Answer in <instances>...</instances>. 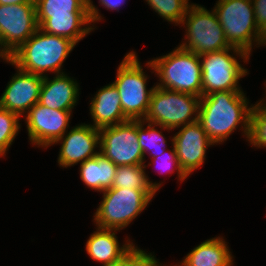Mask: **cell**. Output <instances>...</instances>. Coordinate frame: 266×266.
I'll list each match as a JSON object with an SVG mask.
<instances>
[{"label":"cell","mask_w":266,"mask_h":266,"mask_svg":"<svg viewBox=\"0 0 266 266\" xmlns=\"http://www.w3.org/2000/svg\"><path fill=\"white\" fill-rule=\"evenodd\" d=\"M251 111L242 91H216L200 98L198 121L214 144L227 139L240 123L249 139Z\"/></svg>","instance_id":"6da1fadb"},{"label":"cell","mask_w":266,"mask_h":266,"mask_svg":"<svg viewBox=\"0 0 266 266\" xmlns=\"http://www.w3.org/2000/svg\"><path fill=\"white\" fill-rule=\"evenodd\" d=\"M35 5L42 31L65 37L75 44L93 30L89 24L101 20L91 0H35Z\"/></svg>","instance_id":"7a4b0ae2"},{"label":"cell","mask_w":266,"mask_h":266,"mask_svg":"<svg viewBox=\"0 0 266 266\" xmlns=\"http://www.w3.org/2000/svg\"><path fill=\"white\" fill-rule=\"evenodd\" d=\"M75 43L65 37L52 35L40 28L15 52L12 53L11 64L33 74L44 76L46 71L56 74L61 72V66Z\"/></svg>","instance_id":"3957f363"},{"label":"cell","mask_w":266,"mask_h":266,"mask_svg":"<svg viewBox=\"0 0 266 266\" xmlns=\"http://www.w3.org/2000/svg\"><path fill=\"white\" fill-rule=\"evenodd\" d=\"M200 56L180 46L147 63L159 76L158 87L202 97Z\"/></svg>","instance_id":"277c9868"},{"label":"cell","mask_w":266,"mask_h":266,"mask_svg":"<svg viewBox=\"0 0 266 266\" xmlns=\"http://www.w3.org/2000/svg\"><path fill=\"white\" fill-rule=\"evenodd\" d=\"M155 193L127 188L104 190L103 201L94 216L97 227L118 231L126 227L147 207Z\"/></svg>","instance_id":"5b68a950"},{"label":"cell","mask_w":266,"mask_h":266,"mask_svg":"<svg viewBox=\"0 0 266 266\" xmlns=\"http://www.w3.org/2000/svg\"><path fill=\"white\" fill-rule=\"evenodd\" d=\"M200 98L154 86L144 122L166 130L193 123L198 120ZM192 115L196 116L192 118Z\"/></svg>","instance_id":"8992f818"},{"label":"cell","mask_w":266,"mask_h":266,"mask_svg":"<svg viewBox=\"0 0 266 266\" xmlns=\"http://www.w3.org/2000/svg\"><path fill=\"white\" fill-rule=\"evenodd\" d=\"M147 78L135 52L126 54L113 84L118 89L122 110L129 120H144L148 112L154 87L147 91Z\"/></svg>","instance_id":"52a82bcc"},{"label":"cell","mask_w":266,"mask_h":266,"mask_svg":"<svg viewBox=\"0 0 266 266\" xmlns=\"http://www.w3.org/2000/svg\"><path fill=\"white\" fill-rule=\"evenodd\" d=\"M213 10L229 45L250 55L259 34L252 0H218Z\"/></svg>","instance_id":"ba28073f"},{"label":"cell","mask_w":266,"mask_h":266,"mask_svg":"<svg viewBox=\"0 0 266 266\" xmlns=\"http://www.w3.org/2000/svg\"><path fill=\"white\" fill-rule=\"evenodd\" d=\"M181 24H186L187 28L186 40H188L186 42L188 44L185 42L180 45L185 50L200 56L231 47L214 10L209 12L205 7L192 4Z\"/></svg>","instance_id":"9c48e42d"},{"label":"cell","mask_w":266,"mask_h":266,"mask_svg":"<svg viewBox=\"0 0 266 266\" xmlns=\"http://www.w3.org/2000/svg\"><path fill=\"white\" fill-rule=\"evenodd\" d=\"M233 50L241 58L248 61L249 55L238 48L230 47L224 50L200 55L202 69V96L216 91H241L238 80L247 75V69L231 56Z\"/></svg>","instance_id":"30bf717a"},{"label":"cell","mask_w":266,"mask_h":266,"mask_svg":"<svg viewBox=\"0 0 266 266\" xmlns=\"http://www.w3.org/2000/svg\"><path fill=\"white\" fill-rule=\"evenodd\" d=\"M100 154L116 166L143 165L144 154L137 134V120L99 129Z\"/></svg>","instance_id":"8fae6325"},{"label":"cell","mask_w":266,"mask_h":266,"mask_svg":"<svg viewBox=\"0 0 266 266\" xmlns=\"http://www.w3.org/2000/svg\"><path fill=\"white\" fill-rule=\"evenodd\" d=\"M38 28L35 4H0V35L11 53L25 43Z\"/></svg>","instance_id":"7c38bea8"},{"label":"cell","mask_w":266,"mask_h":266,"mask_svg":"<svg viewBox=\"0 0 266 266\" xmlns=\"http://www.w3.org/2000/svg\"><path fill=\"white\" fill-rule=\"evenodd\" d=\"M71 111L50 109L36 103L26 116L29 140L43 147L54 145L66 133L69 127Z\"/></svg>","instance_id":"4fadbf2b"},{"label":"cell","mask_w":266,"mask_h":266,"mask_svg":"<svg viewBox=\"0 0 266 266\" xmlns=\"http://www.w3.org/2000/svg\"><path fill=\"white\" fill-rule=\"evenodd\" d=\"M172 138L176 155L183 172L188 176L203 165L206 149L214 143L197 120L182 126Z\"/></svg>","instance_id":"5bb4252c"},{"label":"cell","mask_w":266,"mask_h":266,"mask_svg":"<svg viewBox=\"0 0 266 266\" xmlns=\"http://www.w3.org/2000/svg\"><path fill=\"white\" fill-rule=\"evenodd\" d=\"M17 69L0 97V107L20 117L39 102L43 76Z\"/></svg>","instance_id":"9a60e30c"},{"label":"cell","mask_w":266,"mask_h":266,"mask_svg":"<svg viewBox=\"0 0 266 266\" xmlns=\"http://www.w3.org/2000/svg\"><path fill=\"white\" fill-rule=\"evenodd\" d=\"M65 137V138H64ZM63 139V140H62ZM62 142L58 163L61 167L67 168L81 161L96 157L100 152L94 149L100 144L99 129L91 124H81L62 136L55 143Z\"/></svg>","instance_id":"2e32d148"},{"label":"cell","mask_w":266,"mask_h":266,"mask_svg":"<svg viewBox=\"0 0 266 266\" xmlns=\"http://www.w3.org/2000/svg\"><path fill=\"white\" fill-rule=\"evenodd\" d=\"M79 96L78 83L64 73L56 74L53 80L44 74L39 103L50 109L72 111Z\"/></svg>","instance_id":"e0dca14e"},{"label":"cell","mask_w":266,"mask_h":266,"mask_svg":"<svg viewBox=\"0 0 266 266\" xmlns=\"http://www.w3.org/2000/svg\"><path fill=\"white\" fill-rule=\"evenodd\" d=\"M119 92L115 85L109 84L98 91L91 101L90 114L94 128L101 129L121 124L129 119L124 115L120 102Z\"/></svg>","instance_id":"ac0fdd59"},{"label":"cell","mask_w":266,"mask_h":266,"mask_svg":"<svg viewBox=\"0 0 266 266\" xmlns=\"http://www.w3.org/2000/svg\"><path fill=\"white\" fill-rule=\"evenodd\" d=\"M116 231L98 227V230L87 240V253L93 260L102 262L103 266H110L120 260L134 246L129 240L123 247H119Z\"/></svg>","instance_id":"d6986e66"},{"label":"cell","mask_w":266,"mask_h":266,"mask_svg":"<svg viewBox=\"0 0 266 266\" xmlns=\"http://www.w3.org/2000/svg\"><path fill=\"white\" fill-rule=\"evenodd\" d=\"M224 239H208L195 247L184 258L183 266H232L233 260Z\"/></svg>","instance_id":"ffe728a7"},{"label":"cell","mask_w":266,"mask_h":266,"mask_svg":"<svg viewBox=\"0 0 266 266\" xmlns=\"http://www.w3.org/2000/svg\"><path fill=\"white\" fill-rule=\"evenodd\" d=\"M117 166L101 154L80 163V178L94 190L103 192L110 189Z\"/></svg>","instance_id":"44dd1931"},{"label":"cell","mask_w":266,"mask_h":266,"mask_svg":"<svg viewBox=\"0 0 266 266\" xmlns=\"http://www.w3.org/2000/svg\"><path fill=\"white\" fill-rule=\"evenodd\" d=\"M144 168H146V164L117 166L111 188L154 190L156 192L161 184L149 181Z\"/></svg>","instance_id":"7402d4cb"},{"label":"cell","mask_w":266,"mask_h":266,"mask_svg":"<svg viewBox=\"0 0 266 266\" xmlns=\"http://www.w3.org/2000/svg\"><path fill=\"white\" fill-rule=\"evenodd\" d=\"M144 120H137V134L140 144V148L145 155L146 151L152 150V148L159 149L152 154V158L161 156L165 152V137L161 131L154 128V124L148 123L147 129L143 128ZM152 147V148H151ZM164 147V148H163ZM163 148V149H161ZM153 151V150H152Z\"/></svg>","instance_id":"603a6c76"},{"label":"cell","mask_w":266,"mask_h":266,"mask_svg":"<svg viewBox=\"0 0 266 266\" xmlns=\"http://www.w3.org/2000/svg\"><path fill=\"white\" fill-rule=\"evenodd\" d=\"M150 7L169 22L181 24L189 8L188 0H146Z\"/></svg>","instance_id":"cb8c5ba5"},{"label":"cell","mask_w":266,"mask_h":266,"mask_svg":"<svg viewBox=\"0 0 266 266\" xmlns=\"http://www.w3.org/2000/svg\"><path fill=\"white\" fill-rule=\"evenodd\" d=\"M19 118L16 113L0 107V156H4L18 133Z\"/></svg>","instance_id":"d4e9b609"},{"label":"cell","mask_w":266,"mask_h":266,"mask_svg":"<svg viewBox=\"0 0 266 266\" xmlns=\"http://www.w3.org/2000/svg\"><path fill=\"white\" fill-rule=\"evenodd\" d=\"M262 100L252 106L248 141L256 147H266V104Z\"/></svg>","instance_id":"484cf974"},{"label":"cell","mask_w":266,"mask_h":266,"mask_svg":"<svg viewBox=\"0 0 266 266\" xmlns=\"http://www.w3.org/2000/svg\"><path fill=\"white\" fill-rule=\"evenodd\" d=\"M154 255L147 254L136 246L110 266H160Z\"/></svg>","instance_id":"4316f807"},{"label":"cell","mask_w":266,"mask_h":266,"mask_svg":"<svg viewBox=\"0 0 266 266\" xmlns=\"http://www.w3.org/2000/svg\"><path fill=\"white\" fill-rule=\"evenodd\" d=\"M166 152H167V150H165V152L161 156L153 158L154 159L153 162L156 163V161L158 162V161H162L163 160L161 162V165L160 164L159 165L161 166L163 171L164 170L166 172L170 171V173L174 171V170L171 169L172 168L171 166H174V168H176L175 170H177V172H178L179 180L183 181L185 178H187V175L181 169V166L179 164V161H178V158H177V155H176V151H175L174 145H173V149L170 150V152H167L168 155H167ZM165 154H166V156H165ZM158 158H160L161 160H159Z\"/></svg>","instance_id":"83f0119b"},{"label":"cell","mask_w":266,"mask_h":266,"mask_svg":"<svg viewBox=\"0 0 266 266\" xmlns=\"http://www.w3.org/2000/svg\"><path fill=\"white\" fill-rule=\"evenodd\" d=\"M256 24L260 27L266 22V0H252Z\"/></svg>","instance_id":"f1b7e54d"},{"label":"cell","mask_w":266,"mask_h":266,"mask_svg":"<svg viewBox=\"0 0 266 266\" xmlns=\"http://www.w3.org/2000/svg\"><path fill=\"white\" fill-rule=\"evenodd\" d=\"M125 0H99V3L107 9H113L118 11V8L122 5Z\"/></svg>","instance_id":"f546056e"},{"label":"cell","mask_w":266,"mask_h":266,"mask_svg":"<svg viewBox=\"0 0 266 266\" xmlns=\"http://www.w3.org/2000/svg\"><path fill=\"white\" fill-rule=\"evenodd\" d=\"M3 46V47H2ZM0 57L6 60L8 63L12 60V53L5 47L1 35H0Z\"/></svg>","instance_id":"4dcf8cb0"},{"label":"cell","mask_w":266,"mask_h":266,"mask_svg":"<svg viewBox=\"0 0 266 266\" xmlns=\"http://www.w3.org/2000/svg\"><path fill=\"white\" fill-rule=\"evenodd\" d=\"M257 43L259 45H266V22L259 27Z\"/></svg>","instance_id":"1f68e13d"},{"label":"cell","mask_w":266,"mask_h":266,"mask_svg":"<svg viewBox=\"0 0 266 266\" xmlns=\"http://www.w3.org/2000/svg\"><path fill=\"white\" fill-rule=\"evenodd\" d=\"M2 5H13V4H35V0H0Z\"/></svg>","instance_id":"d6a6232c"}]
</instances>
